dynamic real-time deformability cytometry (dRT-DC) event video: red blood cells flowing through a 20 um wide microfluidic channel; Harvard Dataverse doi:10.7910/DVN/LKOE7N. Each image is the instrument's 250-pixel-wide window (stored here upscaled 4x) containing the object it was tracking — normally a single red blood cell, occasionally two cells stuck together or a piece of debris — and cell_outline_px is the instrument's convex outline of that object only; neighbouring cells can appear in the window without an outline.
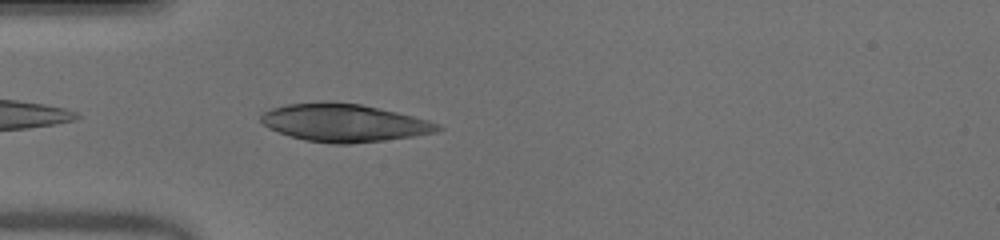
{"species": "human", "species_latin": "Homo sapiens", "temperature_condition": "warm", "stored_images_in_passage": 37, "camera_frame_rate_fps": 3000, "um_per_image_px": 0.085, "donor": {"sex": "male"}, "frame": {"image": 1, "passage_image": 2, "time_ms": 0.333, "image_size_px": [1000, 240], "cell_outline_px": [[444, 128], [436, 132], [412, 136], [384, 140], [348, 144], [332, 144], [304, 140], [268, 128], [260, 120], [260, 116], [264, 112], [272, 108], [288, 104], [360, 104], [396, 112], [428, 120], [440, 124]], "centroid_in_image_um": [29.28, 10.47], "position_along_channel_um": 55.7, "area_um2": 37.86}}
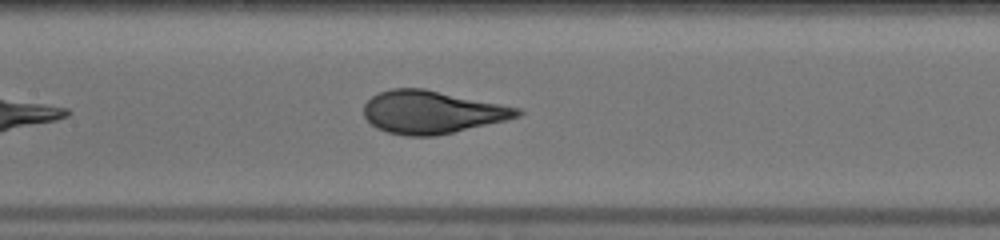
{"frame": {"image": 2, "passage_image": 11, "time_ms": 3.333, "image_size_px": [1000, 240], "cell_outline_px": [[524, 112], [520, 116], [504, 120], [436, 136], [408, 136], [388, 132], [376, 128], [364, 116], [364, 104], [372, 96], [380, 92], [392, 88], [424, 88], [520, 108]], "centroid_in_image_um": [36.69, 9.52], "position_along_channel_um": 170.7, "area_um2": 38.03}}
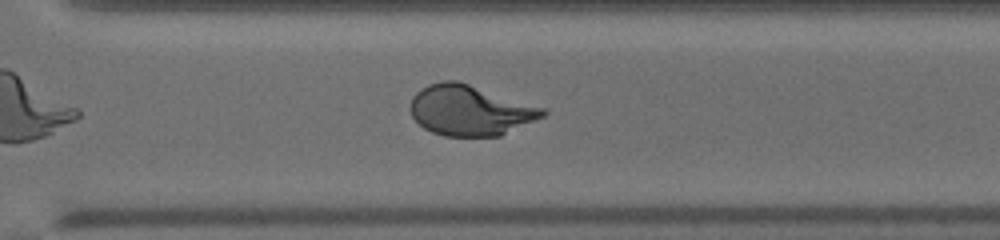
{"frame": {"image": 3, "passage_image": 23, "time_ms": 7.333, "image_size_px": [1000, 240], "cell_outline_px": [[548, 112], [544, 116], [500, 136], [444, 136], [432, 132], [424, 128], [412, 116], [408, 108], [412, 96], [420, 88], [428, 84], [444, 80], [456, 80], [544, 108]], "centroid_in_image_um": [39.91, 9.38], "position_along_channel_um": 330.7, "area_um2": 38.73}, "authors_computed_cell_mechanics": {"area_um2": 38.8416, "velocity_mm_per_s": 4.0146, "shape_relaxation_time_tau1_ms": 4.3599, "shape_relaxation_time_tau2_ms": null, "deformation_change_tau1": 0.2146, "deformation_change_tau2": null}}